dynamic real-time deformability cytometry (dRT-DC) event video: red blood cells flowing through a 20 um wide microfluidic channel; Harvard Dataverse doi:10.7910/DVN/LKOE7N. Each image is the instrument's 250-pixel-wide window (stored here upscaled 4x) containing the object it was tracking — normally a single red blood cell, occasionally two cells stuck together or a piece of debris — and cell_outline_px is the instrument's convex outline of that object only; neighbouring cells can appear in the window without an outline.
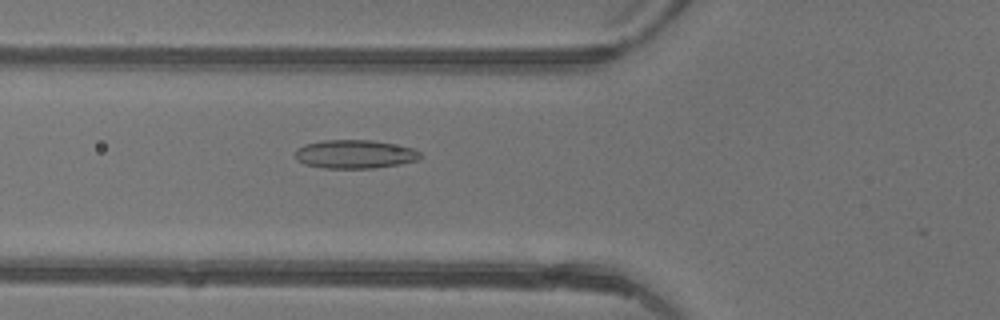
{"species": "common noctule bat (a hibernating species)", "species_latin": "Nyctalus noctula", "temperature_condition": "warm", "stored_images_in_passage": 43, "camera_frame_rate_fps": 3000, "um_per_image_px": 0.085, "animal": {"sex": "female"}, "frame": {"image": 1, "passage_image": 18, "time_ms": 5.667, "image_size_px": [1000, 320], "cell_outline_px": [[420, 160], [400, 164], [372, 168], [324, 168], [304, 164], [296, 160], [296, 148], [304, 144], [324, 140], [372, 140], [412, 148], [420, 152]], "centroid_in_image_um": [30.14, 13.11], "position_along_channel_um": 95.7, "area_um2": 20.81}}
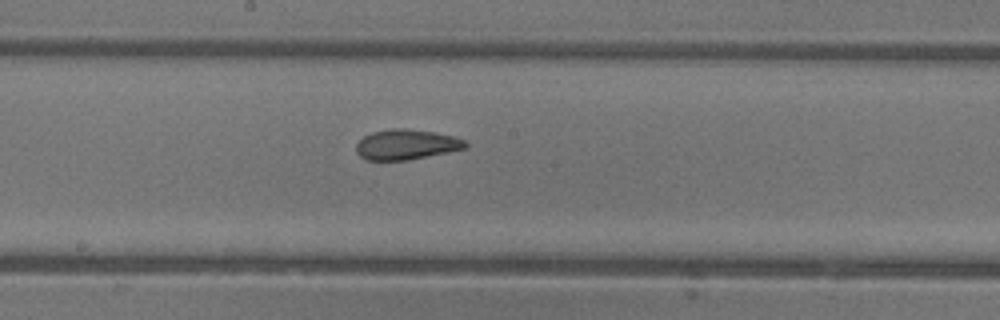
{"frame": {"image": 2, "passage_image": 26, "time_ms": 8.333, "image_size_px": [1000, 320], "cell_outline_px": [[468, 144], [464, 148], [408, 160], [364, 160], [356, 152], [356, 144], [364, 136], [372, 132], [392, 128], [404, 128], [432, 132], [456, 136], [464, 140]], "centroid_in_image_um": [34.49, 12.28], "position_along_channel_um": 213.7, "area_um2": 19.07}}
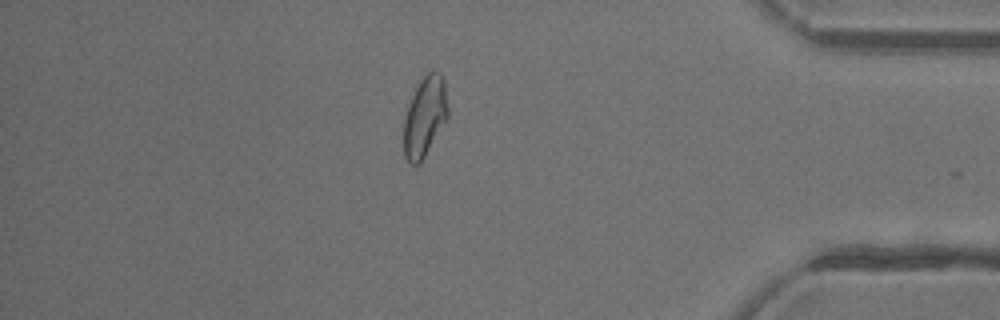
{"frame": {"image": 3, "passage_image": 41, "time_ms": 13.333, "image_size_px": [1000, 320], "cell_outline_px": [[448, 120], [420, 164], [412, 164], [404, 156], [404, 116], [408, 104], [420, 80], [428, 72], [440, 72], [444, 80], [448, 108]], "centroid_in_image_um": [36.12, 9.93], "position_along_channel_um": 399.1, "area_um2": 20.75}, "authors_computed_cell_mechanics": {"area_um2": 20.7502, "velocity_mm_per_s": 4.42, "shape_relaxation_time_tau1_ms": null, "shape_relaxation_time_tau2_ms": 1.589, "deformation_change_tau1": null, "deformation_change_tau2": 0.0699}}